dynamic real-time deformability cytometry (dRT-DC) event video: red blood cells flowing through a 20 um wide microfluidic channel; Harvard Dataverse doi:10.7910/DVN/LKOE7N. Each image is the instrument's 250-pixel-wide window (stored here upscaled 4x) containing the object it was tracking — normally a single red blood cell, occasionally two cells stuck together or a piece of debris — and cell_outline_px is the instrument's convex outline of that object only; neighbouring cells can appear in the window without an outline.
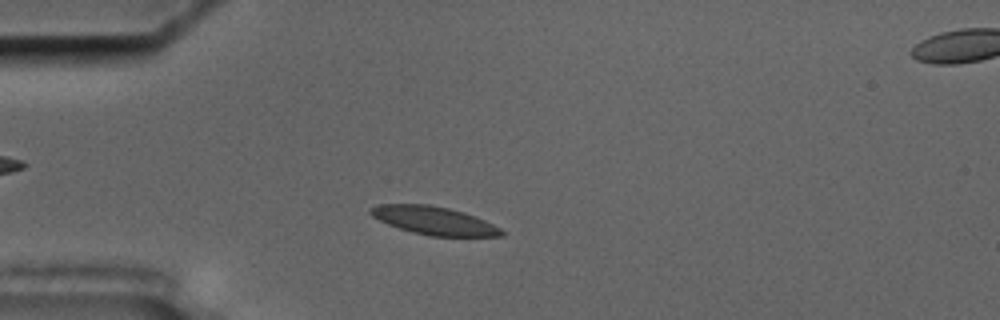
{"species": "common noctule bat (a hibernating species)", "species_latin": "Nyctalus noctula", "temperature_condition": "cold", "stored_images_in_passage": 51, "camera_frame_rate_fps": 3000, "um_per_image_px": 0.085, "animal": {"sex": "male", "body_mass_g": 17.5, "forearm_length_mm": 52.3}, "frame": {"image": 1, "passage_image": 9, "time_ms": 2.667, "image_size_px": [1000, 320], "cell_outline_px": [[508, 232], [504, 236], [428, 236], [412, 232], [388, 224], [372, 216], [368, 212], [368, 208], [380, 204], [428, 204], [448, 208], [464, 212], [476, 216]], "centroid_in_image_um": [36.91, 18.75], "position_along_channel_um": 48.1, "area_um2": 21.56}}
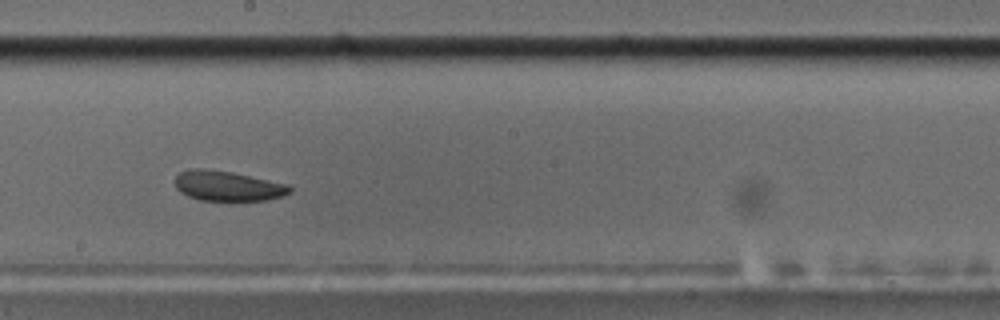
{"frame": {"image": 2, "passage_image": 26, "time_ms": 8.333, "image_size_px": [1000, 320], "cell_outline_px": [[292, 192], [280, 196], [264, 200], [200, 200], [188, 196], [180, 192], [176, 188], [176, 176], [180, 172], [188, 168], [204, 168], [232, 172], [288, 184], [292, 188]], "centroid_in_image_um": [19.33, 15.79], "position_along_channel_um": 228.9, "area_um2": 20.0}}
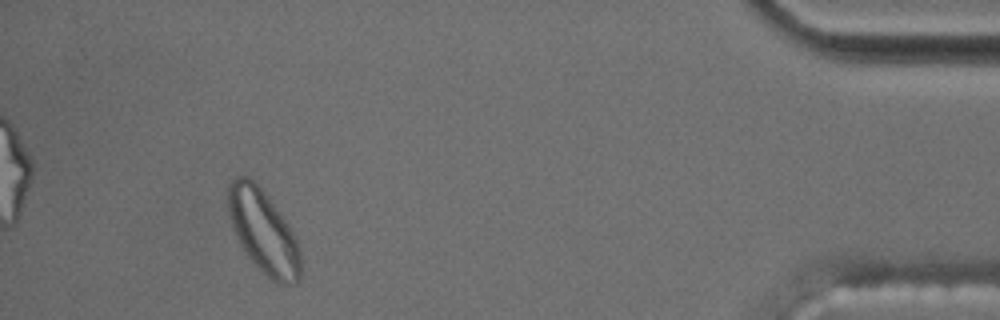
{"frame": {"image": 3, "passage_image": 47, "time_ms": 15.333, "image_size_px": [1000, 320], "cell_outline_px": [[304, 268], [300, 280], [296, 284], [284, 284], [272, 280], [244, 252], [232, 228], [228, 216], [228, 184], [236, 176], [248, 176], [268, 196], [292, 232], [296, 240], [300, 252]], "centroid_in_image_um": [22.39, 19.71], "position_along_channel_um": 412.8, "area_um2": 35.08}, "authors_computed_cell_mechanics": {"area_um2": 21.5594, "velocity_mm_per_s": 3.487, "shape_relaxation_time_tau1_ms": null, "shape_relaxation_time_tau2_ms": 2.9523, "deformation_change_tau1": null, "deformation_change_tau2": 0.0723}}